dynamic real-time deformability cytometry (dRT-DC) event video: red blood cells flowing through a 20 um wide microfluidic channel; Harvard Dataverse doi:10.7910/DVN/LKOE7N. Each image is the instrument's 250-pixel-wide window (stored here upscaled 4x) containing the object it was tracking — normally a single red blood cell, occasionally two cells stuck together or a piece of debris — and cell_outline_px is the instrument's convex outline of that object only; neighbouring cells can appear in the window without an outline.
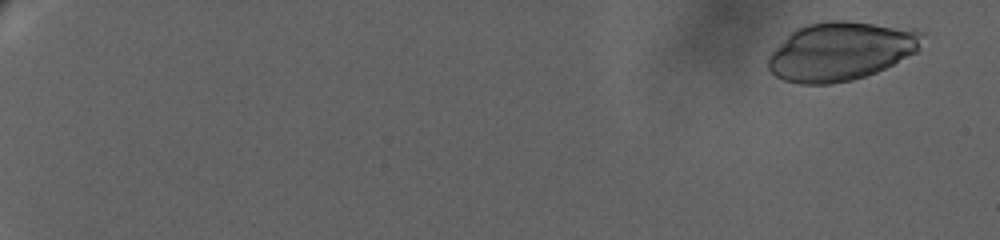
{"species": "human", "species_latin": "Homo sapiens", "temperature_condition": "warm", "stored_images_in_passage": 27, "camera_frame_rate_fps": 3000, "um_per_image_px": 0.085, "donor": {"sex": "female"}, "frame": {"image": 1, "passage_image": 5, "time_ms": 1.0, "image_size_px": [1000, 240], "cell_outline_px": [[924, 32], [920, 48], [916, 52], [876, 72], [852, 80], [832, 84], [800, 84], [784, 80], [776, 76], [768, 68], [768, 56], [796, 28], [804, 24], [828, 20], [848, 20], [916, 28]], "centroid_in_image_um": [71.5, 4.33], "position_along_channel_um": 13.5, "area_um2": 52.89}}
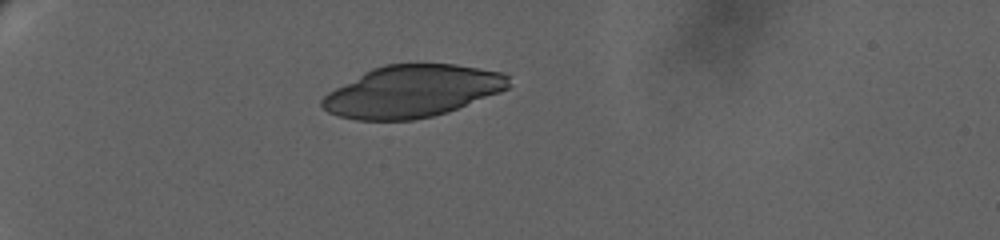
{"frame": {"image": 2, "passage_image": 17, "time_ms": 8.0, "image_size_px": [1000, 240], "cell_outline_px": [[508, 88], [500, 92], [448, 112], [432, 116], [412, 120], [356, 120], [340, 116], [328, 112], [320, 104], [320, 100], [328, 92], [364, 72], [372, 68], [384, 64], [456, 64], [504, 72], [508, 76]], "centroid_in_image_um": [35.04, 7.76], "position_along_channel_um": 50.0, "area_um2": 56.41}}